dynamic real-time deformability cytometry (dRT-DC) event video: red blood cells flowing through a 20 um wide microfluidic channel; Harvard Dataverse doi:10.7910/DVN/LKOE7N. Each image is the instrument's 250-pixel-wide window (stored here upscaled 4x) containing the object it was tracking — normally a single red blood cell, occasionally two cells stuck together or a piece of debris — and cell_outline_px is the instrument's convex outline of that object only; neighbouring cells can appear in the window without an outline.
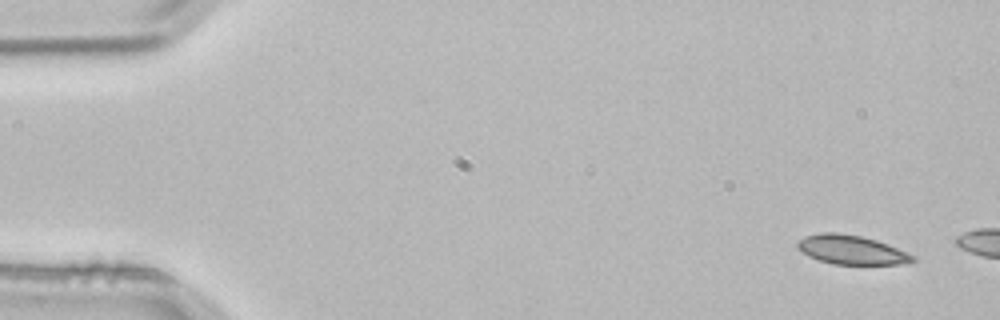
{"species": "common noctule bat (a hibernating species)", "species_latin": "Nyctalus noctula", "temperature_condition": "room temperature", "stored_images_in_passage": 2, "camera_frame_rate_fps": 3000, "um_per_image_px": 0.085, "animal": {"sex": "male", "body_mass_g": 21.5, "forearm_length_mm": 52.0}, "frame": {"image": 1, "passage_image": 1, "time_ms": 0.0, "image_size_px": [1000, 320], "cell_outline_px": [[916, 260], [904, 264], [832, 264], [808, 256], [796, 244], [804, 236], [820, 232], [836, 232], [860, 236], [876, 240], [908, 252], [916, 256]], "centroid_in_image_um": [72.4, 21.23], "position_along_channel_um": 12.6, "area_um2": 19.42}}